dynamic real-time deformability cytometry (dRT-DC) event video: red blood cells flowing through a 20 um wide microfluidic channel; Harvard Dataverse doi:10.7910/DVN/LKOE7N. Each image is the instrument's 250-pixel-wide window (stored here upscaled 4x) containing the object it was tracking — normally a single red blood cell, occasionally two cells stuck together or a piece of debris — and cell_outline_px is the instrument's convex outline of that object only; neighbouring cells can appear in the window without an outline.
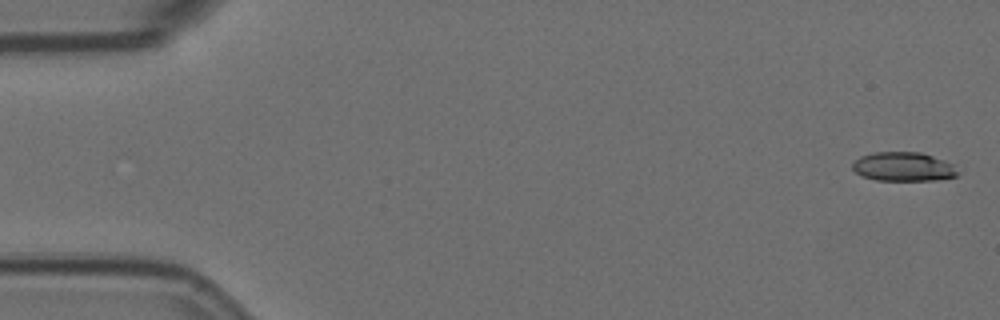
{"species": "Egyptian fruit bat (a non-hibernating species)", "species_latin": "Rousettus aegyptiacus", "temperature_condition": "room temperature", "stored_images_in_passage": 6, "camera_frame_rate_fps": 3000, "um_per_image_px": 0.085, "animal": {"sex": "female"}, "frame": {"image": 1, "passage_image": 1, "time_ms": 0.0, "image_size_px": [1000, 320], "cell_outline_px": [[960, 172], [956, 176], [936, 180], [876, 180], [860, 176], [852, 168], [852, 160], [860, 156], [872, 152], [920, 152], [944, 160], [952, 164]], "centroid_in_image_um": [76.75, 14.16], "position_along_channel_um": 8.3, "area_um2": 17.98}}
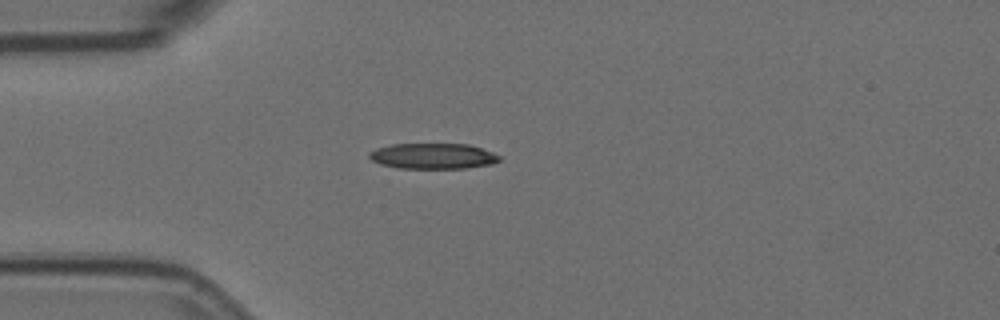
{"frame": {"image": 2, "passage_image": 5, "time_ms": 1.333, "image_size_px": [1000, 320], "cell_outline_px": [[500, 160], [492, 164], [464, 168], [396, 168], [380, 164], [372, 160], [368, 156], [368, 152], [376, 148], [392, 144], [468, 144], [492, 152], [500, 156]], "centroid_in_image_um": [36.77, 13.26], "position_along_channel_um": 48.2, "area_um2": 19.42}}